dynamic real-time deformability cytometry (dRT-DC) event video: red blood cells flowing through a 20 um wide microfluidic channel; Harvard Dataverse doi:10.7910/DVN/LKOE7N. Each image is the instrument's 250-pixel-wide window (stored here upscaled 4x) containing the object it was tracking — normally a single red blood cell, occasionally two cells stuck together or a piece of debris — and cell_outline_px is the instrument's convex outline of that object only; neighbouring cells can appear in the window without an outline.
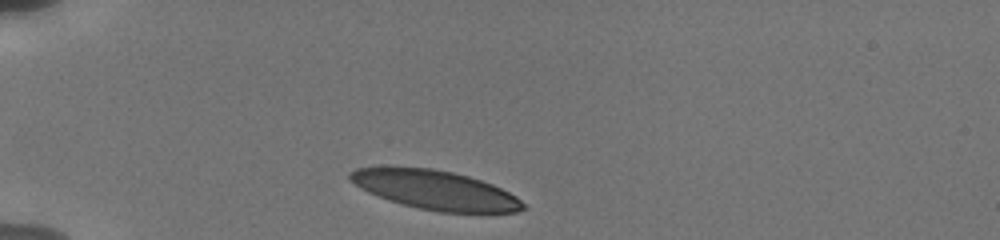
{"species": "human", "species_latin": "Homo sapiens", "temperature_condition": "cold", "stored_images_in_passage": 6, "camera_frame_rate_fps": 3000, "um_per_image_px": 0.085, "donor": {"sex": "male"}, "frame": {"image": 1, "passage_image": 1, "time_ms": 0.0, "image_size_px": [1000, 240], "cell_outline_px": [[524, 208], [516, 212], [440, 212], [420, 208], [388, 200], [368, 192], [360, 188], [348, 180], [348, 172], [356, 168], [432, 168], [452, 172], [468, 176], [492, 184], [516, 196], [524, 204]], "centroid_in_image_um": [36.97, 16.15], "position_along_channel_um": 48.0, "area_um2": 38.84}}
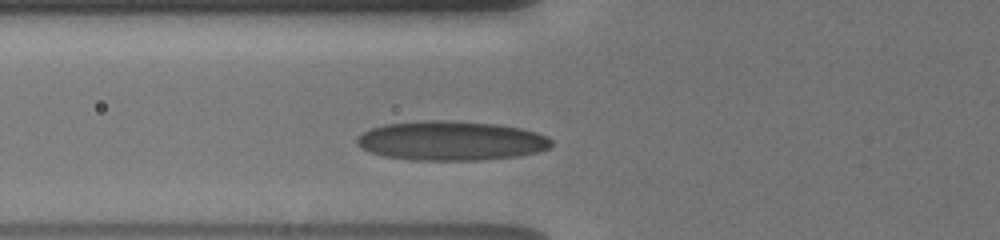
{"frame": {"image": 2, "passage_image": 4, "time_ms": 2.0, "image_size_px": [1000, 240], "cell_outline_px": [[552, 144], [548, 148], [536, 152], [516, 156], [480, 160], [416, 160], [384, 156], [372, 152], [356, 144], [356, 140], [364, 132], [372, 128], [384, 124], [424, 120], [444, 120], [496, 124], [520, 128], [536, 132], [548, 136], [552, 140]], "centroid_in_image_um": [38.36, 11.96], "position_along_channel_um": 87.4, "area_um2": 44.33}}
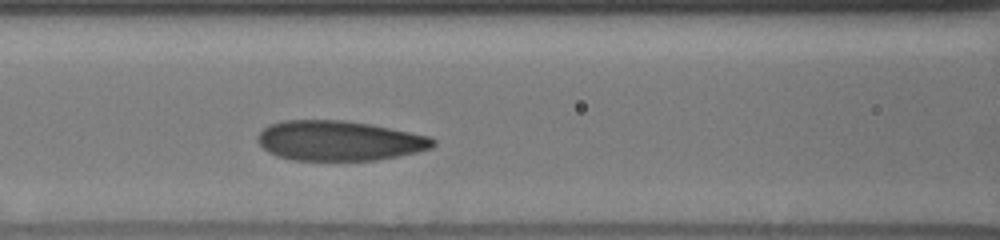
{"frame": {"image": 3, "passage_image": 6, "time_ms": 3.333, "image_size_px": [1000, 240], "cell_outline_px": [[436, 144], [432, 148], [416, 152], [376, 160], [292, 160], [276, 156], [268, 152], [256, 140], [256, 136], [268, 124], [284, 120], [344, 120], [368, 124], [428, 136], [436, 140]], "centroid_in_image_um": [28.78, 11.96], "position_along_channel_um": 137.8, "area_um2": 40.69}}